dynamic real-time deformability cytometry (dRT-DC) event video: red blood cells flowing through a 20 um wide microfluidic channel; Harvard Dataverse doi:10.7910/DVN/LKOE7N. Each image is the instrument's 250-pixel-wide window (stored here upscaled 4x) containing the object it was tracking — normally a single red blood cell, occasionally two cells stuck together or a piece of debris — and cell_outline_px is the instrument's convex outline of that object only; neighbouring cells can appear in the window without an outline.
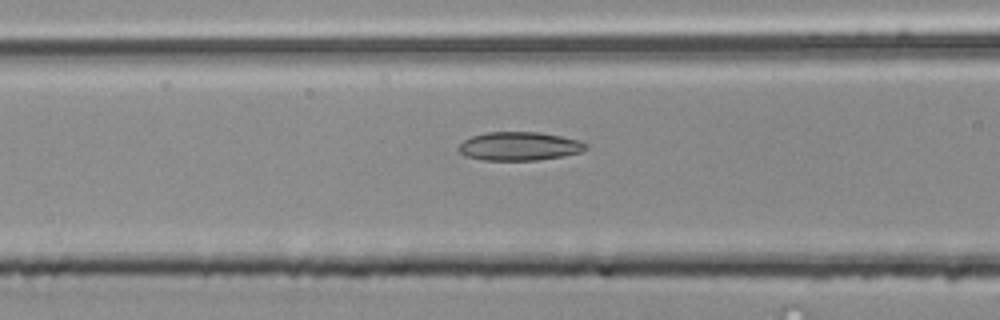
{"species": "common noctule bat (a hibernating species)", "species_latin": "Nyctalus noctula", "temperature_condition": "room temperature", "stored_images_in_passage": 33, "camera_frame_rate_fps": 3000, "um_per_image_px": 0.085, "animal": {"sex": "male", "body_mass_g": 20.4}, "frame": {"image": 1, "passage_image": 6, "time_ms": 1.667, "image_size_px": [1000, 320], "cell_outline_px": [[588, 148], [580, 152], [564, 156], [536, 160], [484, 160], [468, 156], [460, 152], [456, 148], [464, 140], [472, 136], [484, 132], [540, 132], [560, 136], [576, 140], [588, 144]], "centroid_in_image_um": [44.14, 12.42], "position_along_channel_um": 122.5, "area_um2": 21.1}}
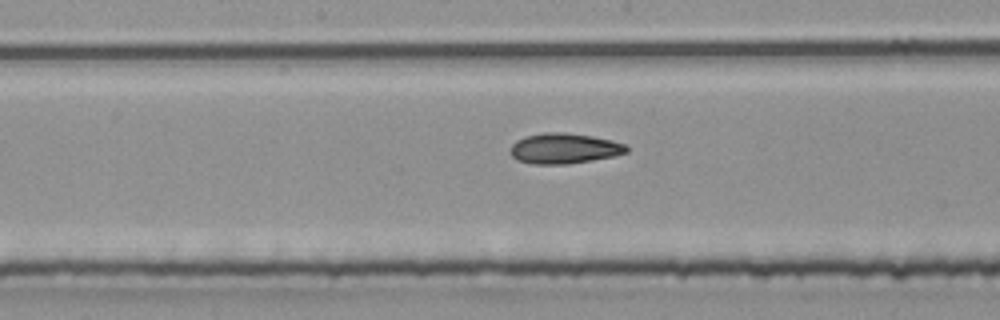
{"frame": {"image": 2, "passage_image": 12, "time_ms": 3.667, "image_size_px": [1000, 320], "cell_outline_px": [[628, 152], [612, 156], [592, 160], [568, 164], [532, 164], [516, 160], [512, 156], [512, 144], [516, 140], [524, 136], [544, 132], [568, 132], [592, 136], [612, 140], [624, 144], [628, 148]], "centroid_in_image_um": [47.94, 12.61], "position_along_channel_um": 200.3, "area_um2": 20.63}}
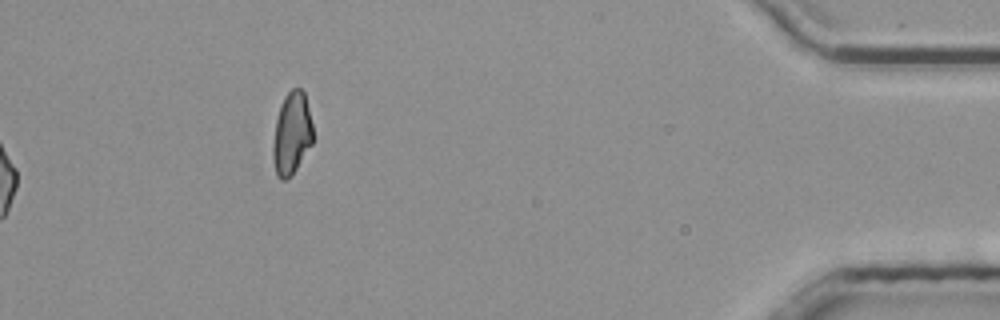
{"frame": {"image": 3, "passage_image": 33, "time_ms": 10.667, "image_size_px": [1000, 320], "cell_outline_px": [[312, 144], [292, 176], [284, 180], [280, 180], [276, 176], [272, 156], [272, 148], [276, 120], [280, 104], [284, 96], [292, 88], [300, 88], [304, 92], [312, 124]], "centroid_in_image_um": [24.78, 11.38], "position_along_channel_um": 410.4, "area_um2": 19.31}, "authors_computed_cell_mechanics": {"area_um2": 19.9988, "velocity_mm_per_s": 3.8703, "shape_relaxation_time_tau1_ms": null, "shape_relaxation_time_tau2_ms": 3.0968, "deformation_change_tau1": null, "deformation_change_tau2": 0.0985}}